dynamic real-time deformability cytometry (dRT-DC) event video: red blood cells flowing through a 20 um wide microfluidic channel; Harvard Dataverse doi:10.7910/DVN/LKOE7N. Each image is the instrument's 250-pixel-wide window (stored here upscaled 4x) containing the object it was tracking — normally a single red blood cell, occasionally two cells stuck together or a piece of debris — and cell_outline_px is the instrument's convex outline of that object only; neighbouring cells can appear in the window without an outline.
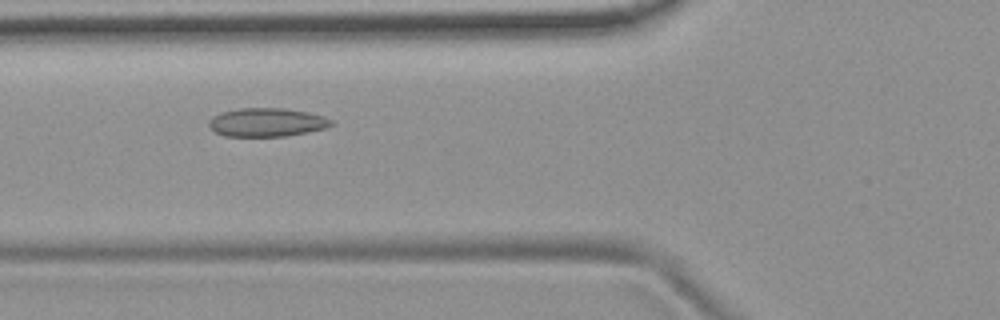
{"species": "common noctule bat (a hibernating species)", "species_latin": "Nyctalus noctula", "temperature_condition": "room temperature", "stored_images_in_passage": 34, "camera_frame_rate_fps": 3000, "um_per_image_px": 0.085, "animal": {"sex": "female", "body_mass_g": 19.9}, "frame": {"image": 1, "passage_image": 4, "time_ms": 1.0, "image_size_px": [1000, 320], "cell_outline_px": [[336, 124], [328, 128], [308, 132], [284, 136], [224, 136], [216, 132], [208, 124], [208, 120], [212, 116], [220, 112], [240, 108], [284, 108], [308, 112], [324, 116], [332, 120]], "centroid_in_image_um": [22.71, 10.39], "position_along_channel_um": 103.1, "area_um2": 20.58}}
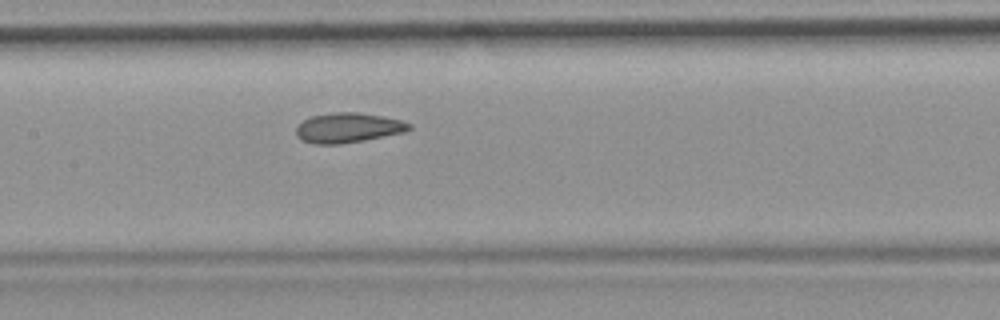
{"frame": {"image": 2, "passage_image": 10, "time_ms": 3.0, "image_size_px": [1000, 320], "cell_outline_px": [[412, 128], [404, 132], [364, 140], [340, 144], [312, 144], [300, 140], [296, 136], [296, 128], [304, 120], [312, 116], [332, 112], [360, 112], [400, 120], [412, 124]], "centroid_in_image_um": [29.56, 10.86], "position_along_channel_um": 177.8, "area_um2": 19.65}}
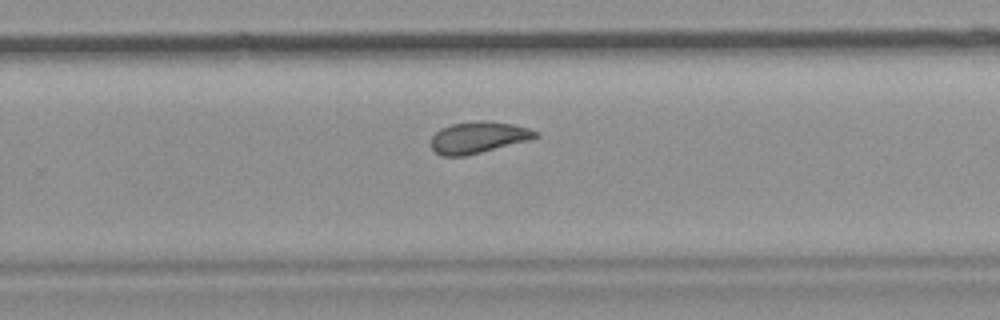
{"frame": {"image": 3, "passage_image": 19, "time_ms": 6.0, "image_size_px": [1000, 320], "cell_outline_px": [[540, 136], [528, 140], [464, 156], [440, 156], [432, 148], [432, 136], [440, 128], [452, 124], [472, 120], [484, 120], [512, 124], [528, 128], [540, 132]], "centroid_in_image_um": [40.65, 11.66], "position_along_channel_um": 289.2, "area_um2": 19.13}, "authors_computed_cell_mechanics": {"area_um2": 19.3341, "velocity_mm_per_s": 3.7355, "shape_relaxation_time_tau1_ms": null, "shape_relaxation_time_tau2_ms": 1.6279, "deformation_change_tau1": null, "deformation_change_tau2": 0.0714}}